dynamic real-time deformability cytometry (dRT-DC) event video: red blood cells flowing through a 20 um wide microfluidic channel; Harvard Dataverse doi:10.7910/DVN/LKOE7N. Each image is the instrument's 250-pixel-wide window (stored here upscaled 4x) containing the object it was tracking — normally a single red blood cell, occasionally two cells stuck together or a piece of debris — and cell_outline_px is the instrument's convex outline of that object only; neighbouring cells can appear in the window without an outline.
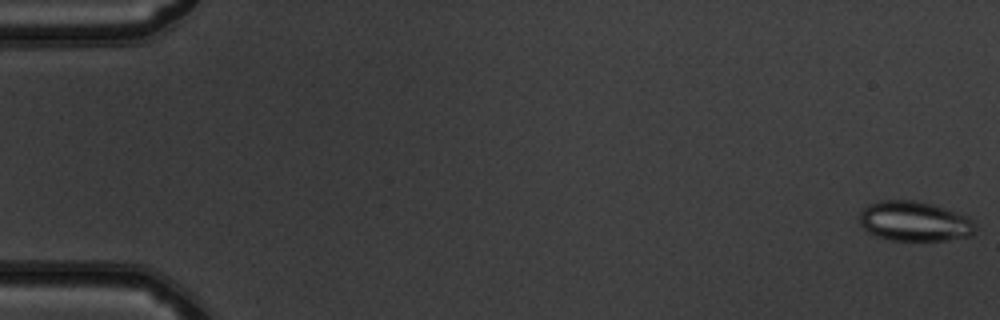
{"species": "common noctule bat (a hibernating species)", "species_latin": "Nyctalus noctula", "temperature_condition": "warm", "stored_images_in_passage": 51, "camera_frame_rate_fps": 3000, "um_per_image_px": 0.085, "animal": {"sex": "male", "body_mass_g": 19.5, "forearm_length_mm": 54.6}, "frame": {"image": 1, "passage_image": 1, "time_ms": 0.0, "image_size_px": [1000, 320], "cell_outline_px": [[976, 232], [972, 236], [944, 240], [892, 240], [876, 236], [868, 232], [860, 224], [860, 212], [868, 204], [880, 200], [916, 200], [968, 216], [976, 224]], "centroid_in_image_um": [77.74, 18.81], "position_along_channel_um": 7.3, "area_um2": 26.88}}
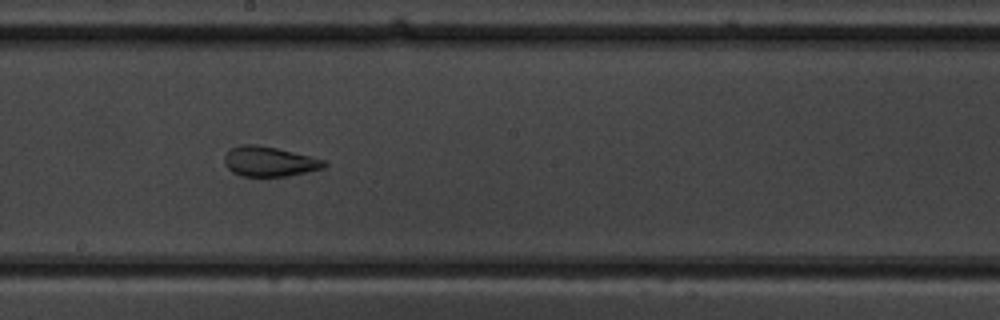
{"frame": {"image": 2, "passage_image": 29, "time_ms": 9.333, "image_size_px": [1000, 320], "cell_outline_px": [[328, 164], [324, 168], [288, 176], [240, 176], [232, 172], [224, 164], [224, 156], [232, 148], [240, 144], [256, 144], [276, 148], [312, 156], [324, 160]], "centroid_in_image_um": [22.89, 13.73], "position_along_channel_um": 225.3, "area_um2": 17.46}}
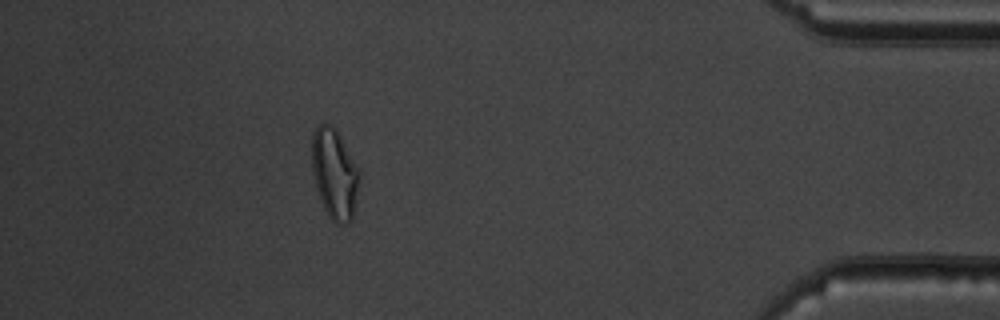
{"frame": {"image": 3, "passage_image": 46, "time_ms": 15.0, "image_size_px": [1000, 320], "cell_outline_px": [[360, 180], [352, 220], [348, 224], [336, 224], [328, 216], [320, 200], [316, 188], [312, 172], [312, 132], [316, 124], [332, 124], [336, 128], [360, 172]], "centroid_in_image_um": [28.43, 14.77], "position_along_channel_um": 406.8, "area_um2": 25.26}, "authors_computed_cell_mechanics": {"area_um2": 23.8136, "velocity_mm_per_s": 4.0292, "shape_relaxation_time_tau1_ms": null, "shape_relaxation_time_tau2_ms": 1.1626, "deformation_change_tau1": null, "deformation_change_tau2": 0.0917}}